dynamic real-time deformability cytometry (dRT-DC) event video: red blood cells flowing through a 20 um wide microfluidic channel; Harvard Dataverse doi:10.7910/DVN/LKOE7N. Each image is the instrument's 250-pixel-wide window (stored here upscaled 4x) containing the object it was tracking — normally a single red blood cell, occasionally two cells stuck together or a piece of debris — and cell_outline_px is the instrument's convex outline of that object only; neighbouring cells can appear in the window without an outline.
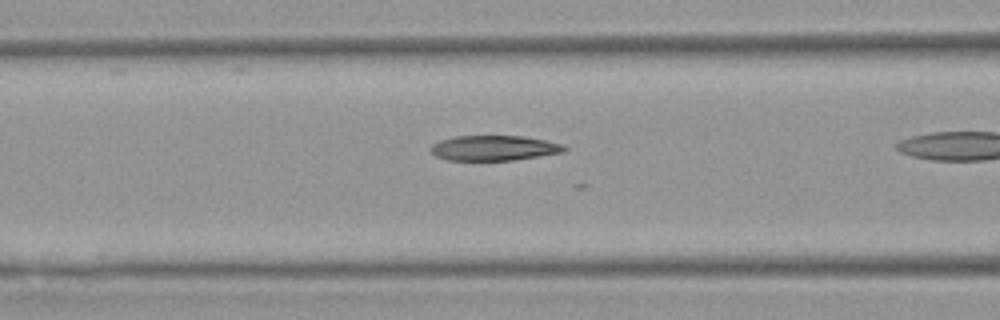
{"species": "Egyptian fruit bat (a non-hibernating species)", "species_latin": "Rousettus aegyptiacus", "temperature_condition": "warm", "stored_images_in_passage": 18, "camera_frame_rate_fps": 3000, "um_per_image_px": 0.085, "animal": {"sex": "female"}, "frame": {"image": 1, "passage_image": 12, "time_ms": 3.667, "image_size_px": [1000, 320], "cell_outline_px": [[568, 148], [564, 152], [512, 160], [448, 160], [436, 156], [428, 148], [432, 144], [440, 140], [456, 136], [524, 136], [544, 140], [560, 144]], "centroid_in_image_um": [41.95, 12.58], "position_along_channel_um": 124.6, "area_um2": 19.42}}